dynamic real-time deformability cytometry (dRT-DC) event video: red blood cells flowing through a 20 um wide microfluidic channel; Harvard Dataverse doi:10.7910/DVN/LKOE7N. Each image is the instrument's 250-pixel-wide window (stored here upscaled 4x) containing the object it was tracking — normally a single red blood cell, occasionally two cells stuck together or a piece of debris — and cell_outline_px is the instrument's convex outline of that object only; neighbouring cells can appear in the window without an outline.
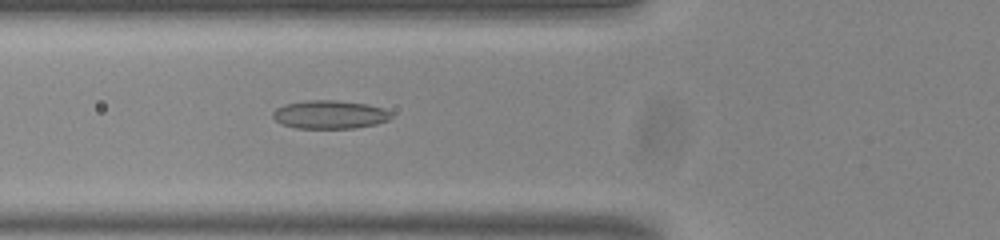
{"species": "common noctule bat (a hibernating species)", "species_latin": "Nyctalus noctula", "temperature_condition": "room temperature", "stored_images_in_passage": 48, "camera_frame_rate_fps": 3000, "um_per_image_px": 0.085, "animal": {"sex": "male", "body_mass_g": 20.0, "forearm_length_mm": 53.3}, "frame": {"image": 1, "passage_image": 14, "time_ms": 4.333, "image_size_px": [1000, 240], "cell_outline_px": [[392, 116], [388, 120], [376, 124], [356, 128], [296, 128], [280, 124], [272, 116], [272, 112], [276, 108], [284, 104], [308, 100], [336, 100], [364, 104], [384, 108], [392, 112]], "centroid_in_image_um": [28.02, 9.74], "position_along_channel_um": 97.8, "area_um2": 19.65}}
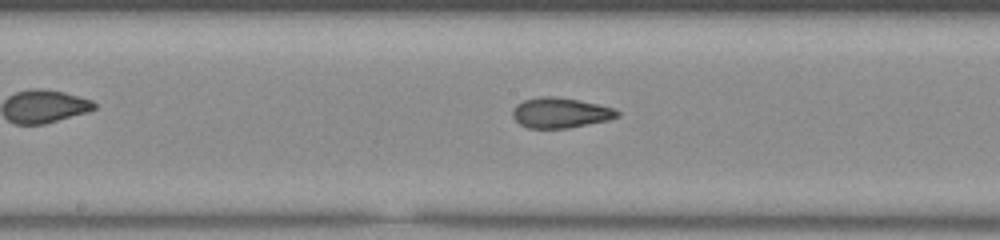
{"frame": {"image": 2, "passage_image": 22, "time_ms": 7.0, "image_size_px": [1000, 240], "cell_outline_px": [[620, 116], [608, 120], [568, 128], [528, 128], [520, 124], [512, 116], [512, 112], [516, 104], [524, 100], [540, 96], [556, 96], [596, 104], [612, 108], [620, 112]], "centroid_in_image_um": [47.61, 9.59], "position_along_channel_um": 200.6, "area_um2": 18.32}}
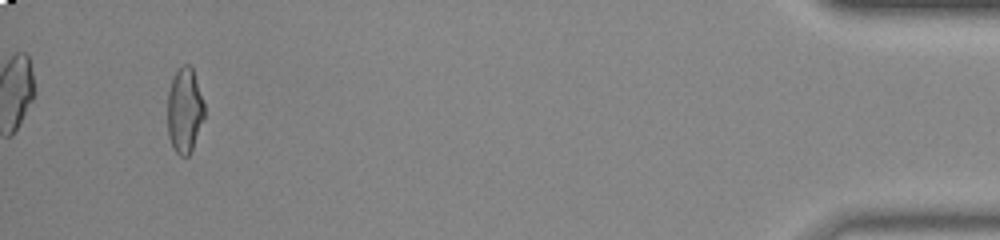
{"frame": {"image": 3, "passage_image": 45, "time_ms": 14.667, "image_size_px": [1000, 240], "cell_outline_px": [[204, 120], [192, 152], [188, 156], [180, 156], [176, 152], [168, 136], [168, 92], [172, 80], [176, 72], [184, 64], [188, 64], [192, 68], [204, 104]], "centroid_in_image_um": [15.7, 9.44], "position_along_channel_um": 419.5, "area_um2": 18.21}, "authors_computed_cell_mechanics": {"area_um2": 18.6694, "velocity_mm_per_s": 3.838, "shape_relaxation_time_tau1_ms": null, "shape_relaxation_time_tau2_ms": 1.6619, "deformation_change_tau1": null, "deformation_change_tau2": 0.0918}}